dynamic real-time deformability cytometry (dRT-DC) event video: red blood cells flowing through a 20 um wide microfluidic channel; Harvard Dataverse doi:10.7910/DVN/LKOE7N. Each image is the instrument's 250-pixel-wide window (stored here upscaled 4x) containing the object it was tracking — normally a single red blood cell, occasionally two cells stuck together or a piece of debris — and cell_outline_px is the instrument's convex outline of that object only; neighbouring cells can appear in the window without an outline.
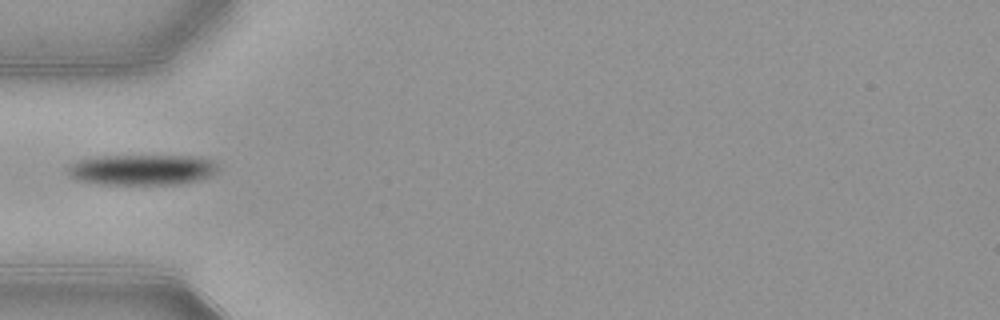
{"species": "common noctule bat (a hibernating species)", "species_latin": "Nyctalus noctula", "temperature_condition": "warm", "stored_images_in_passage": 36, "camera_frame_rate_fps": 3000, "um_per_image_px": 0.085, "animal": {"sex": "female", "body_mass_g": 21.9}, "frame": {"image": 1, "passage_image": 1, "time_ms": 0.0, "image_size_px": [1000, 320], "cell_outline_px": [[216, 172], [208, 176], [196, 180], [180, 184], [96, 184], [76, 180], [68, 176], [64, 168], [68, 164], [76, 160], [100, 156], [192, 156], [212, 160], [216, 164]], "centroid_in_image_um": [11.94, 14.43], "position_along_channel_um": 73.1, "area_um2": 26.99}}
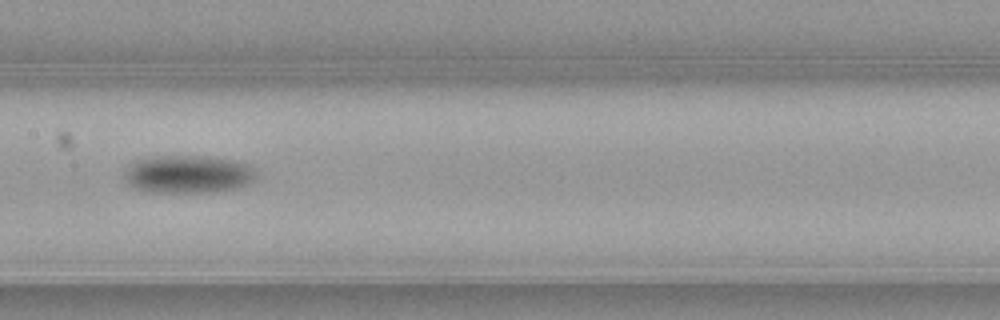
{"frame": {"image": 2, "passage_image": 10, "time_ms": 3.0, "image_size_px": [1000, 320], "cell_outline_px": [[256, 176], [248, 184], [232, 188], [204, 192], [148, 192], [136, 188], [128, 184], [124, 176], [128, 168], [136, 160], [156, 156], [204, 156], [232, 160], [248, 164], [256, 168]], "centroid_in_image_um": [15.99, 14.8], "position_along_channel_um": 191.4, "area_um2": 28.78}}
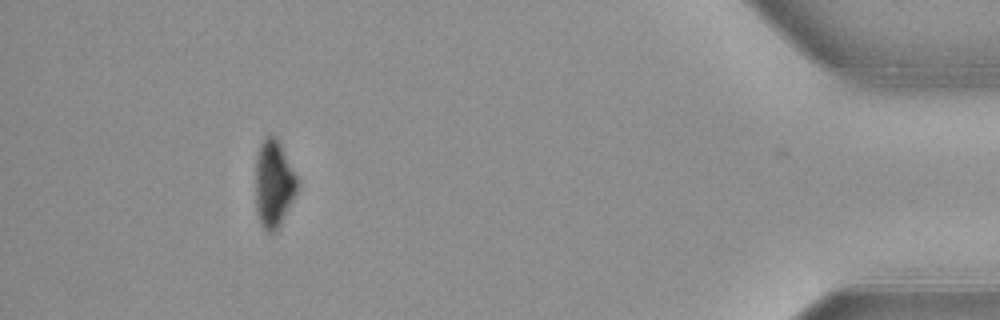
{"frame": {"image": 3, "passage_image": 32, "time_ms": 10.333, "image_size_px": [1000, 320], "cell_outline_px": [[300, 188], [296, 196], [276, 232], [268, 232], [260, 224], [256, 208], [256, 160], [260, 144], [268, 136], [276, 136], [296, 172], [300, 180]], "centroid_in_image_um": [23.32, 15.64], "position_along_channel_um": 411.9, "area_um2": 21.62}}